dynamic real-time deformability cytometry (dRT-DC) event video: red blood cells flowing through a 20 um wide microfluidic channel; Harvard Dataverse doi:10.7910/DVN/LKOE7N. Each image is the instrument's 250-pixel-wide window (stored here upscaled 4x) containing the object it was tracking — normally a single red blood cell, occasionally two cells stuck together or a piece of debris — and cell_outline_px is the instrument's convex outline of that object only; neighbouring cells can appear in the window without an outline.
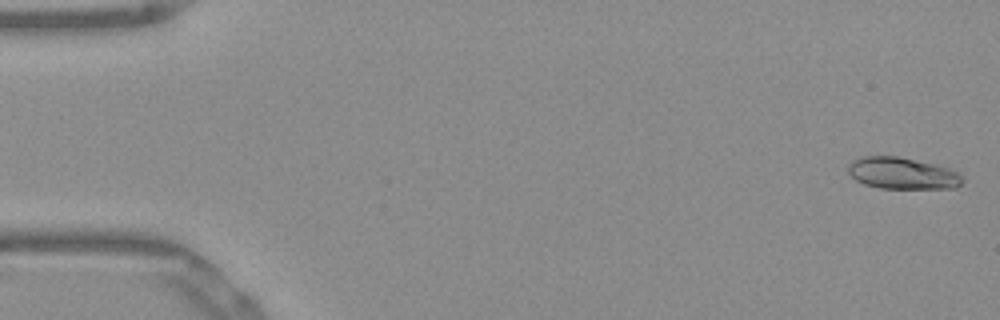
{"species": "Egyptian fruit bat (a non-hibernating species)", "species_latin": "Rousettus aegyptiacus", "temperature_condition": "warm", "stored_images_in_passage": 52, "camera_frame_rate_fps": 3000, "um_per_image_px": 0.085, "frame": {"image": 1, "passage_image": 1, "time_ms": 0.0, "image_size_px": [1000, 320], "cell_outline_px": [[964, 180], [956, 188], [880, 188], [864, 184], [856, 180], [848, 172], [848, 164], [852, 160], [860, 156], [896, 156], [932, 164], [948, 168], [960, 172], [964, 176]], "centroid_in_image_um": [76.7, 14.73], "position_along_channel_um": 8.3, "area_um2": 21.1}}
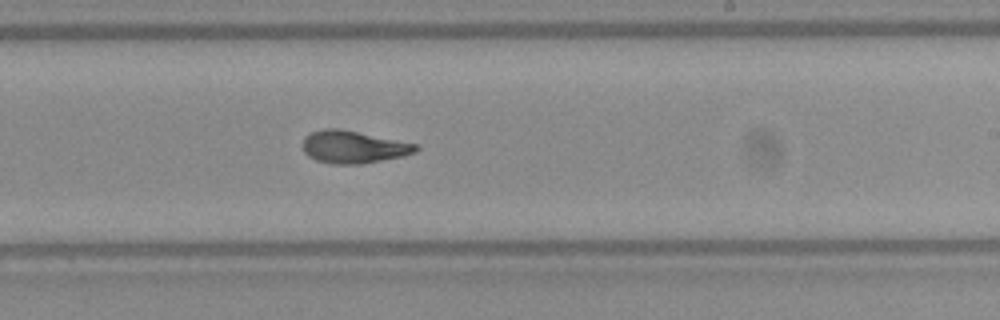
{"frame": {"image": 2, "passage_image": 31, "time_ms": 10.0, "image_size_px": [1000, 320], "cell_outline_px": [[420, 148], [416, 152], [400, 156], [360, 164], [332, 164], [316, 160], [308, 156], [304, 152], [304, 136], [312, 132], [324, 128], [340, 128], [416, 144]], "centroid_in_image_um": [30.01, 12.48], "position_along_channel_um": 259.0, "area_um2": 21.15}}
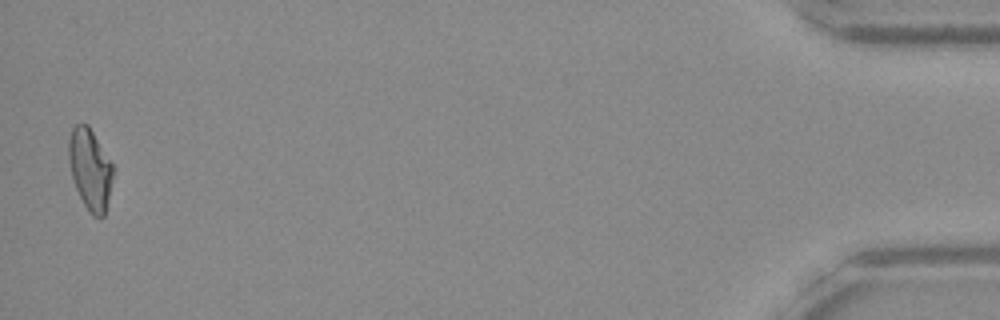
{"frame": {"image": 3, "passage_image": 51, "time_ms": 16.667, "image_size_px": [1000, 320], "cell_outline_px": [[116, 168], [104, 216], [100, 220], [92, 216], [88, 212], [76, 188], [72, 176], [68, 160], [68, 140], [72, 128], [76, 124], [88, 124]], "centroid_in_image_um": [7.69, 14.4], "position_along_channel_um": 427.5, "area_um2": 21.39}, "authors_computed_cell_mechanics": {"area_um2": 21.097, "velocity_mm_per_s": 3.9034, "shape_relaxation_time_tau1_ms": 7.9952, "shape_relaxation_time_tau2_ms": 1.799, "deformation_change_tau1": 0.2294, "deformation_change_tau2": 0.0806}}